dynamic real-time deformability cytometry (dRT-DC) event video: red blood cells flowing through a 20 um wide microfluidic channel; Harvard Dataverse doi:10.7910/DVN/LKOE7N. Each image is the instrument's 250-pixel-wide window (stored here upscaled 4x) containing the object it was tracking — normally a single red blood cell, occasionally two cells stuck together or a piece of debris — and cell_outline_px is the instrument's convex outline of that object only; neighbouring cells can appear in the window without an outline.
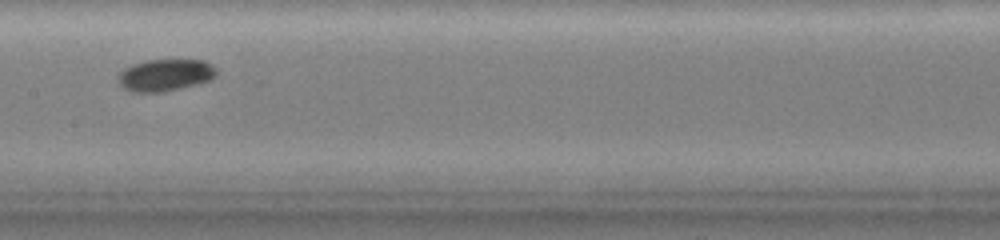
{"species": "common noctule bat (a hibernating species)", "species_latin": "Nyctalus noctula", "temperature_condition": "warm", "stored_images_in_passage": 10, "camera_frame_rate_fps": 3000, "um_per_image_px": 0.085, "animal": {"sex": "female", "body_mass_g": 19.0, "forearm_length_mm": 51.5}, "frame": {"image": 1, "passage_image": 5, "time_ms": 4.667, "image_size_px": [1000, 240], "cell_outline_px": [[216, 72], [208, 80], [176, 88], [156, 92], [136, 92], [120, 84], [120, 72], [124, 68], [132, 64], [144, 60], [204, 60], [212, 64], [216, 68]], "centroid_in_image_um": [14.03, 6.34], "position_along_channel_um": 193.4, "area_um2": 17.57}}
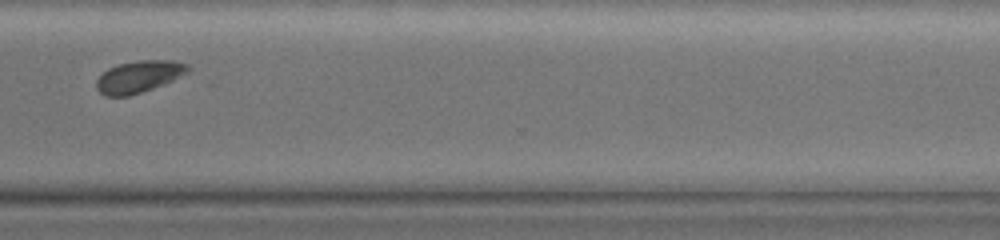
{"frame": {"image": 2, "passage_image": 9, "time_ms": 9.333, "image_size_px": [1000, 240], "cell_outline_px": [[192, 68], [188, 72], [172, 80], [152, 88], [128, 96], [104, 96], [96, 88], [96, 80], [108, 68], [120, 64], [140, 60], [172, 60], [188, 64]], "centroid_in_image_um": [11.81, 6.51], "position_along_channel_um": 358.8, "area_um2": 16.82}}
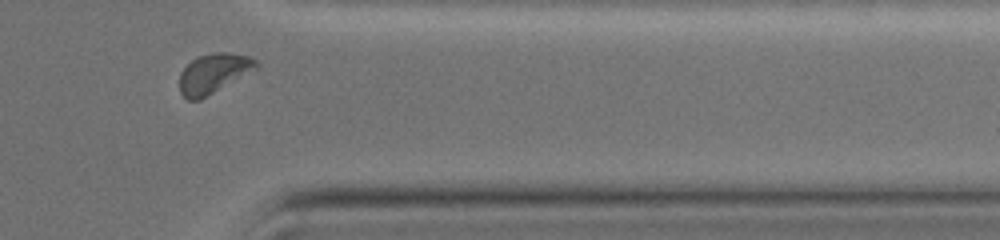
{"frame": {"image": 3, "passage_image": 10, "time_ms": 10.333, "image_size_px": [1000, 240], "cell_outline_px": [[260, 68], [200, 100], [188, 100], [180, 92], [180, 72], [196, 56], [212, 52], [228, 52], [248, 56], [256, 60], [260, 64]], "centroid_in_image_um": [18.19, 6.23], "position_along_channel_um": 393.2, "area_um2": 18.03}, "authors_computed_cell_mechanics": {"area_um2": 16.9065, "velocity_mm_per_s": 3.5283, "shape_relaxation_time_tau1_ms": 1.7372, "shape_relaxation_time_tau2_ms": null, "deformation_change_tau1": 0.0694, "deformation_change_tau2": null}}